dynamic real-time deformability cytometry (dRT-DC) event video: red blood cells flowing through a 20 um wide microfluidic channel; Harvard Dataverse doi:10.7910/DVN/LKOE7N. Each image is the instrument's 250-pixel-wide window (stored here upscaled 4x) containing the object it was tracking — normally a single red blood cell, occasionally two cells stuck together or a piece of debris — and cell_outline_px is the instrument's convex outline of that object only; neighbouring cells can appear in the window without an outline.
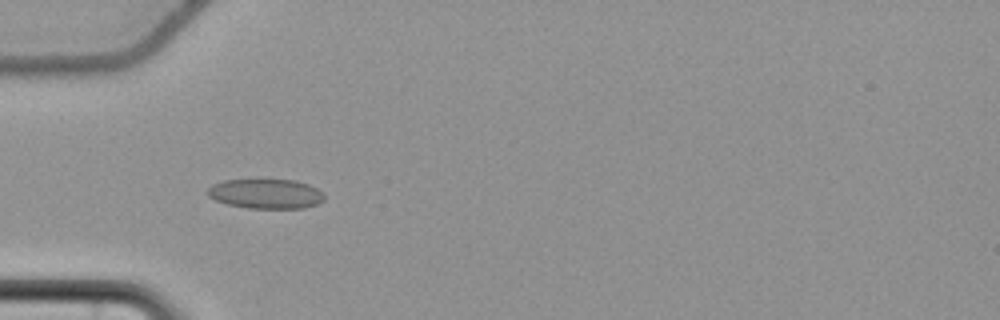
{"species": "common noctule bat (a hibernating species)", "species_latin": "Nyctalus noctula", "temperature_condition": "cold", "stored_images_in_passage": 39, "camera_frame_rate_fps": 3000, "um_per_image_px": 0.085, "animal": {"sex": "female", "body_mass_g": 22.7, "forearm_length_mm": 54.2}, "frame": {"image": 1, "passage_image": 1, "time_ms": 0.0, "image_size_px": [1000, 320], "cell_outline_px": [[324, 200], [316, 204], [304, 208], [248, 208], [228, 204], [216, 200], [208, 196], [208, 188], [212, 184], [224, 180], [292, 180], [308, 184], [316, 188], [324, 196]], "centroid_in_image_um": [22.58, 16.47], "position_along_channel_um": 62.4, "area_um2": 19.94}}
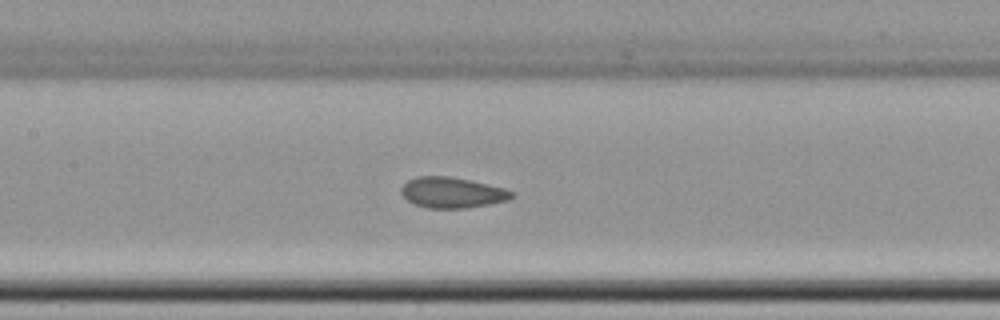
{"frame": {"image": 2, "passage_image": 10, "time_ms": 3.0, "image_size_px": [1000, 320], "cell_outline_px": [[516, 196], [508, 200], [492, 204], [464, 208], [428, 208], [416, 204], [408, 200], [400, 192], [400, 188], [408, 180], [416, 176], [448, 176], [488, 184], [504, 188], [516, 192]], "centroid_in_image_um": [38.47, 16.37], "position_along_channel_um": 168.9, "area_um2": 19.83}}
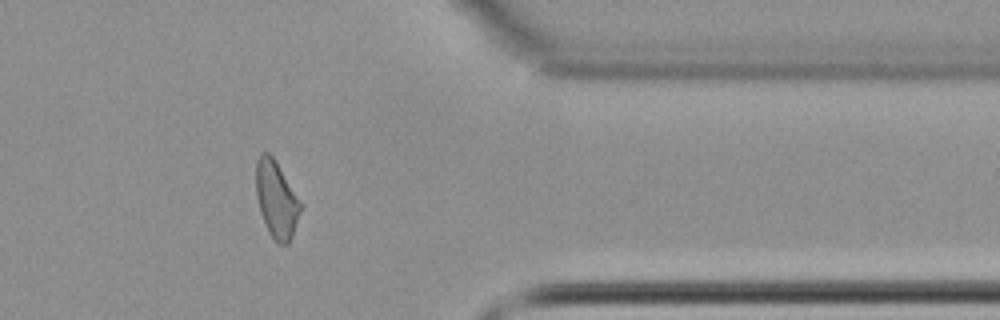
{"frame": {"image": 3, "passage_image": 29, "time_ms": 9.333, "image_size_px": [1000, 320], "cell_outline_px": [[300, 212], [292, 236], [288, 244], [280, 244], [268, 232], [260, 212], [256, 196], [256, 160], [260, 152], [268, 152], [276, 160], [300, 204]], "centroid_in_image_um": [23.45, 16.93], "position_along_channel_um": 388.0, "area_um2": 19.48}, "authors_computed_cell_mechanics": {"area_um2": 19.8254, "velocity_mm_per_s": 3.6935, "shape_relaxation_time_tau1_ms": null, "shape_relaxation_time_tau2_ms": 1.7911, "deformation_change_tau1": null, "deformation_change_tau2": 0.0648}}